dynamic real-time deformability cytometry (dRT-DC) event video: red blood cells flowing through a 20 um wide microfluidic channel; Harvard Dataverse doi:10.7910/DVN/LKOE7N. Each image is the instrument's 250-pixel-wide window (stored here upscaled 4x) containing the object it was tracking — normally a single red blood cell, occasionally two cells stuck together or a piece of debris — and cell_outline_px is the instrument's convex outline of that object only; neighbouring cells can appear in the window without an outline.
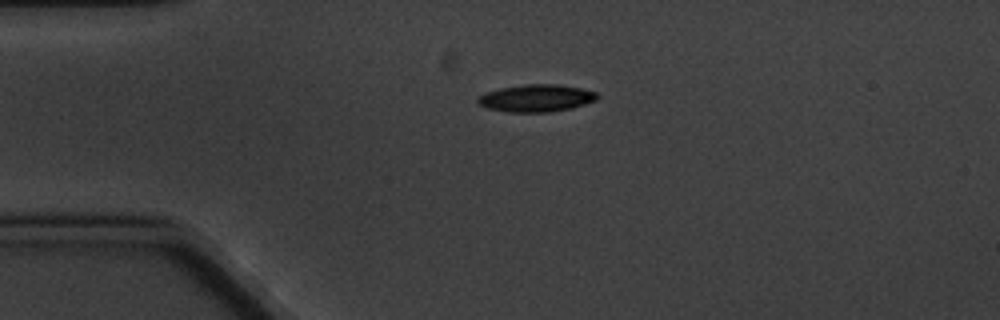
{"species": "common noctule bat (a hibernating species)", "species_latin": "Nyctalus noctula", "temperature_condition": "cold", "stored_images_in_passage": 3, "camera_frame_rate_fps": 3000, "um_per_image_px": 0.085, "animal": {"sex": "male", "body_mass_g": 20.1, "forearm_length_mm": 53.5}, "frame": {"image": 1, "passage_image": 1, "time_ms": 0.0, "image_size_px": [1000, 320], "cell_outline_px": [[600, 96], [596, 100], [572, 108], [548, 112], [508, 112], [488, 108], [480, 104], [476, 100], [484, 92], [500, 88], [524, 84], [556, 84], [580, 88], [596, 92]], "centroid_in_image_um": [45.59, 8.34], "position_along_channel_um": 39.4, "area_um2": 18.96}}